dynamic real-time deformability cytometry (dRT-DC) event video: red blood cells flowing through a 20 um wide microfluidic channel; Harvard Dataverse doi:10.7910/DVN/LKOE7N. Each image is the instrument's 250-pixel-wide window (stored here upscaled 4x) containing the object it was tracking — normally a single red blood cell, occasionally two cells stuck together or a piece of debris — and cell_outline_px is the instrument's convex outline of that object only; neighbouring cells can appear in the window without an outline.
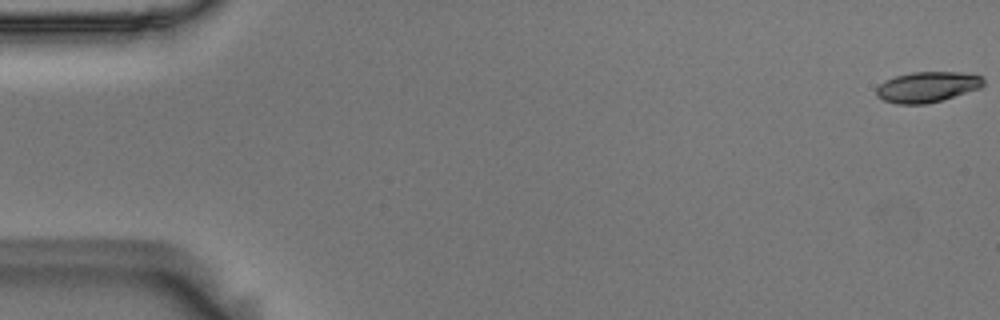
{"species": "Egyptian fruit bat (a non-hibernating species)", "species_latin": "Rousettus aegyptiacus", "temperature_condition": "room temperature", "stored_images_in_passage": 55, "camera_frame_rate_fps": 3000, "um_per_image_px": 0.085, "animal": {"sex": "male"}, "frame": {"image": 1, "passage_image": 1, "time_ms": 0.0, "image_size_px": [1000, 320], "cell_outline_px": [[984, 84], [980, 88], [940, 100], [924, 104], [896, 104], [884, 100], [876, 96], [876, 88], [884, 80], [896, 76], [912, 72], [960, 72], [984, 76]], "centroid_in_image_um": [78.8, 7.38], "position_along_channel_um": 6.2, "area_um2": 19.02}}
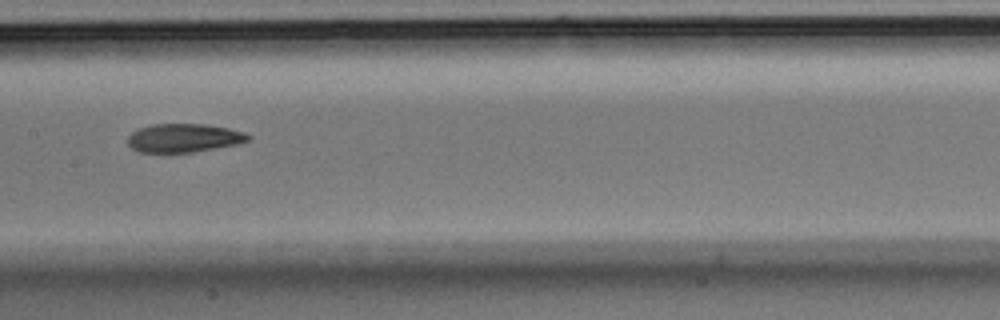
{"frame": {"image": 2, "passage_image": 28, "time_ms": 9.0, "image_size_px": [1000, 320], "cell_outline_px": [[252, 136], [248, 140], [236, 144], [192, 152], [140, 152], [132, 148], [128, 144], [128, 136], [132, 132], [140, 128], [152, 124], [208, 124], [228, 128], [244, 132]], "centroid_in_image_um": [15.62, 11.72], "position_along_channel_um": 191.8, "area_um2": 19.88}}
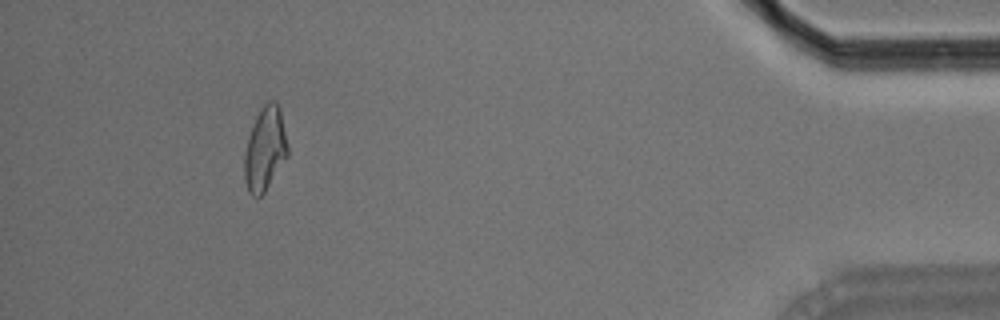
{"frame": {"image": 3, "passage_image": 51, "time_ms": 16.667, "image_size_px": [1000, 320], "cell_outline_px": [[288, 156], [264, 192], [260, 196], [252, 196], [248, 192], [244, 180], [244, 152], [248, 136], [256, 116], [264, 104], [268, 100], [276, 100], [280, 108], [288, 148]], "centroid_in_image_um": [22.51, 12.65], "position_along_channel_um": 412.7, "area_um2": 21.15}, "authors_computed_cell_mechanics": {"area_um2": 20.519, "velocity_mm_per_s": 3.6786, "shape_relaxation_time_tau1_ms": 6.3954, "shape_relaxation_time_tau2_ms": 2.9614, "deformation_change_tau1": 0.1893, "deformation_change_tau2": 0.1024}}